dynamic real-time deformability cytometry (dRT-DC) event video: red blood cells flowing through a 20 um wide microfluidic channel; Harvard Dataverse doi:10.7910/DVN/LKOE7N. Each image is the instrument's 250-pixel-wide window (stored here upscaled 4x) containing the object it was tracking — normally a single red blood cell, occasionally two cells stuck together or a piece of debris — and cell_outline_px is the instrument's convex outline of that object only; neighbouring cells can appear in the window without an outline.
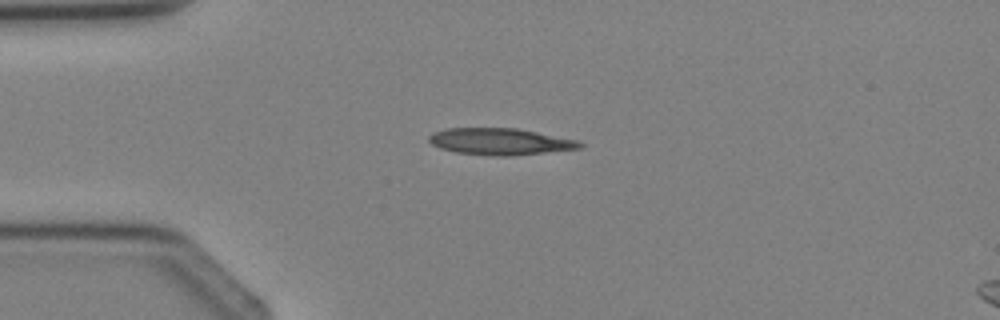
{"species": "Egyptian fruit bat (a non-hibernating species)", "species_latin": "Rousettus aegyptiacus", "temperature_condition": "cold", "stored_images_in_passage": 2, "camera_frame_rate_fps": 3000, "um_per_image_px": 0.085, "animal": {"sex": "female"}, "frame": {"image": 1, "passage_image": 2, "time_ms": 1.333, "image_size_px": [1000, 320], "cell_outline_px": [[584, 144], [580, 148], [508, 156], [492, 156], [456, 152], [440, 148], [432, 144], [428, 140], [428, 136], [432, 132], [444, 128], [516, 128], [580, 140]], "centroid_in_image_um": [42.48, 12.02], "position_along_channel_um": 42.5, "area_um2": 23.47}}